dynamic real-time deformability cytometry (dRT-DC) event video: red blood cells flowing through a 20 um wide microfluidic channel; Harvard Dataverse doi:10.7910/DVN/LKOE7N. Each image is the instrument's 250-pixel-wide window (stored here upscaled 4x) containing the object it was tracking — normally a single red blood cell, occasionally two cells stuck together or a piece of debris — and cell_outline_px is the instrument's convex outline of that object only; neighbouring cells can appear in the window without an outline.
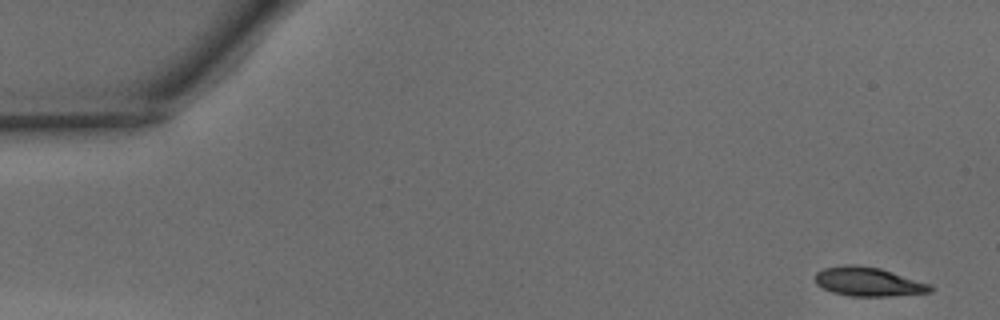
{"species": "common noctule bat (a hibernating species)", "species_latin": "Nyctalus noctula", "temperature_condition": "warm", "stored_images_in_passage": 8, "camera_frame_rate_fps": 3000, "um_per_image_px": 0.085, "animal": {"sex": "male", "body_mass_g": 15.6}, "frame": {"image": 1, "passage_image": 1, "time_ms": 0.0, "image_size_px": [1000, 320], "cell_outline_px": [[936, 288], [932, 292], [888, 296], [848, 296], [832, 292], [816, 284], [816, 272], [824, 268], [844, 264], [856, 264], [880, 268], [932, 284]], "centroid_in_image_um": [73.84, 23.94], "position_along_channel_um": 11.2, "area_um2": 19.65}}